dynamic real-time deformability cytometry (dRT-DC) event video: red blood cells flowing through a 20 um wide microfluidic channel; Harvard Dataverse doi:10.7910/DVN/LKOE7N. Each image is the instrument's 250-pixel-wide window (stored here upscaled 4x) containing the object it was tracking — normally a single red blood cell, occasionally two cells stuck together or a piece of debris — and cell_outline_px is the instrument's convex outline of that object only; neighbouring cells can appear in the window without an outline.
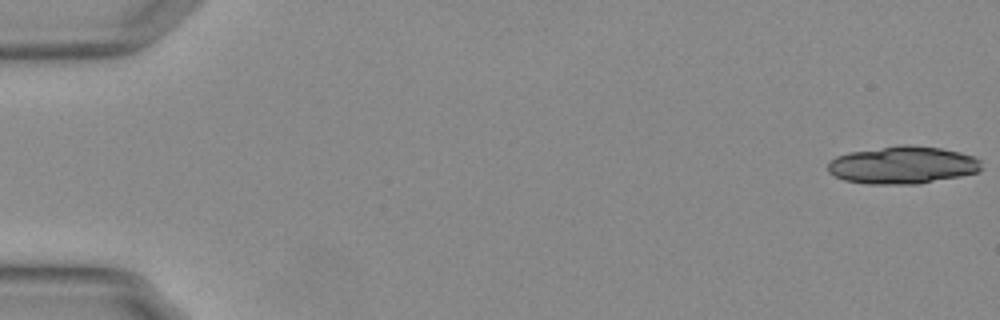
{"species": "Egyptian fruit bat (a non-hibernating species)", "species_latin": "Rousettus aegyptiacus", "temperature_condition": "warm", "stored_images_in_passage": 31, "camera_frame_rate_fps": 3000, "um_per_image_px": 0.085, "animal": {"sex": "female"}, "frame": {"image": 1, "passage_image": 1, "time_ms": 0.0, "image_size_px": [1000, 320], "cell_outline_px": [[984, 168], [976, 172], [960, 176], [916, 184], [868, 184], [844, 180], [828, 172], [828, 160], [836, 156], [848, 152], [900, 144], [908, 144], [940, 148], [960, 152], [972, 156], [980, 160]], "centroid_in_image_um": [76.7, 14.02], "position_along_channel_um": 8.3, "area_um2": 33.81}}